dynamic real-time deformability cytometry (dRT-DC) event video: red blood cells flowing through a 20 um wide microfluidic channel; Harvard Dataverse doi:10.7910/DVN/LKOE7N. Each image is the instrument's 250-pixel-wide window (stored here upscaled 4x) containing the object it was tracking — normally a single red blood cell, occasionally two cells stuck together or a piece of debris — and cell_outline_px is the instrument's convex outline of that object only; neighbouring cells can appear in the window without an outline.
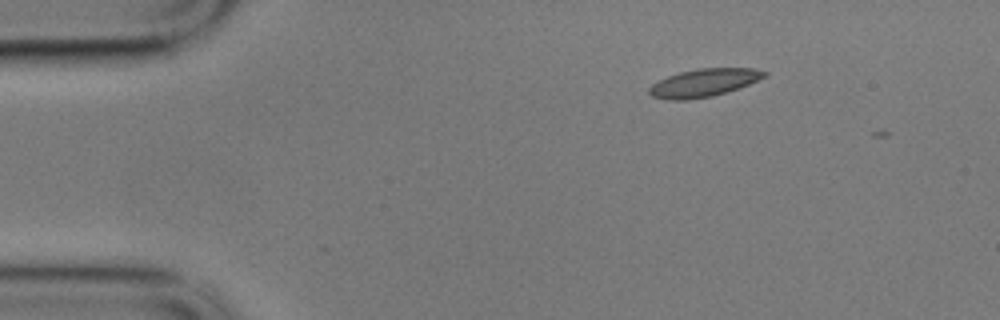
{"species": "common noctule bat (a hibernating species)", "species_latin": "Nyctalus noctula", "temperature_condition": "cold", "stored_images_in_passage": 4, "camera_frame_rate_fps": 3000, "um_per_image_px": 0.085, "animal": {"sex": "male", "body_mass_g": 17.9}, "frame": {"image": 1, "passage_image": 1, "time_ms": 0.0, "image_size_px": [1000, 320], "cell_outline_px": [[768, 72], [764, 76], [748, 84], [712, 96], [688, 100], [668, 100], [652, 96], [648, 92], [648, 88], [652, 84], [668, 76], [680, 72], [696, 68], [752, 68]], "centroid_in_image_um": [59.76, 7.03], "position_along_channel_um": 25.2, "area_um2": 18.44}}